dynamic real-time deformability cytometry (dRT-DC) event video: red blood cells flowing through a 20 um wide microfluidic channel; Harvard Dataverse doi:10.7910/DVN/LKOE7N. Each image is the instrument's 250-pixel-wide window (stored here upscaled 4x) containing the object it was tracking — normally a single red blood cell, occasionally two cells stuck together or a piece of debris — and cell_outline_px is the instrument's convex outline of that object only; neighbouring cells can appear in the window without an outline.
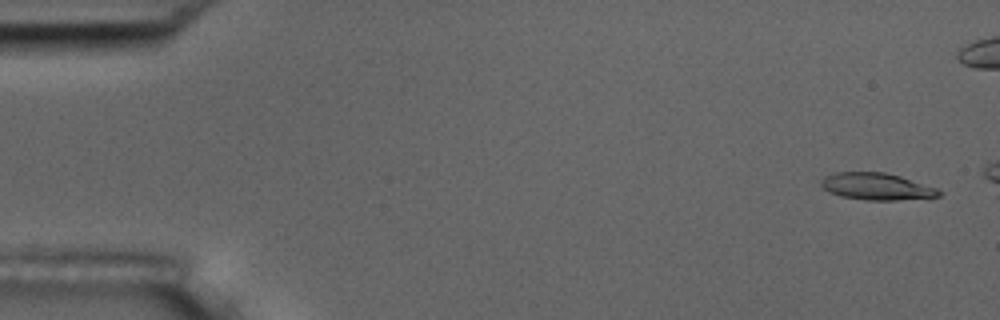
{"species": "common noctule bat (a hibernating species)", "species_latin": "Nyctalus noctula", "temperature_condition": "room temperature", "stored_images_in_passage": 5, "camera_frame_rate_fps": 3000, "um_per_image_px": 0.085, "animal": {"sex": "male", "body_mass_g": 17.5, "forearm_length_mm": 52.3}, "frame": {"image": 1, "passage_image": 1, "time_ms": 0.0, "image_size_px": [1000, 320], "cell_outline_px": [[944, 192], [940, 196], [896, 200], [864, 200], [840, 196], [828, 192], [820, 184], [820, 180], [824, 176], [836, 172], [884, 172], [900, 176], [936, 188]], "centroid_in_image_um": [74.48, 15.85], "position_along_channel_um": 10.5, "area_um2": 18.5}}